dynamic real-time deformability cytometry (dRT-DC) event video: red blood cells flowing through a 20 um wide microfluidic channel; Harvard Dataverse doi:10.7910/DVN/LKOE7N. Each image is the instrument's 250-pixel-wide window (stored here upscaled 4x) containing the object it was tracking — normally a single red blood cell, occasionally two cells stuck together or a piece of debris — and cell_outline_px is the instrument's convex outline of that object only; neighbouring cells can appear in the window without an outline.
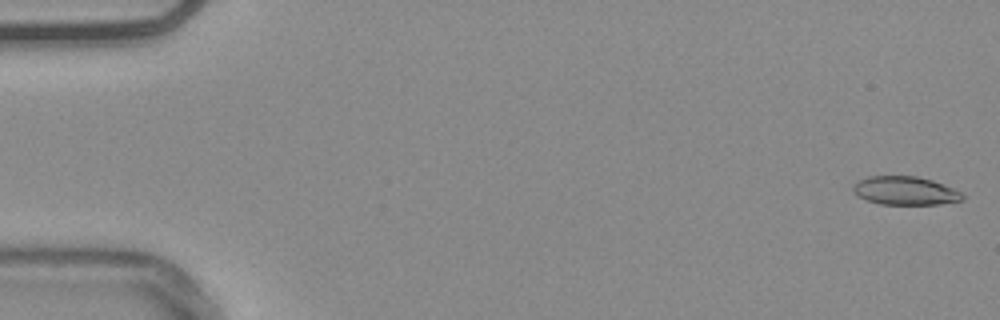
{"species": "common noctule bat (a hibernating species)", "species_latin": "Nyctalus noctula", "temperature_condition": "warm", "stored_images_in_passage": 54, "camera_frame_rate_fps": 3000, "um_per_image_px": 0.085, "animal": {"sex": "male", "body_mass_g": 20.4}, "frame": {"image": 1, "passage_image": 1, "time_ms": 0.0, "image_size_px": [1000, 320], "cell_outline_px": [[964, 200], [940, 204], [880, 204], [868, 200], [860, 196], [852, 188], [860, 180], [868, 176], [916, 176], [932, 180], [952, 188], [960, 192], [964, 196]], "centroid_in_image_um": [76.98, 16.21], "position_along_channel_um": 8.0, "area_um2": 17.8}}
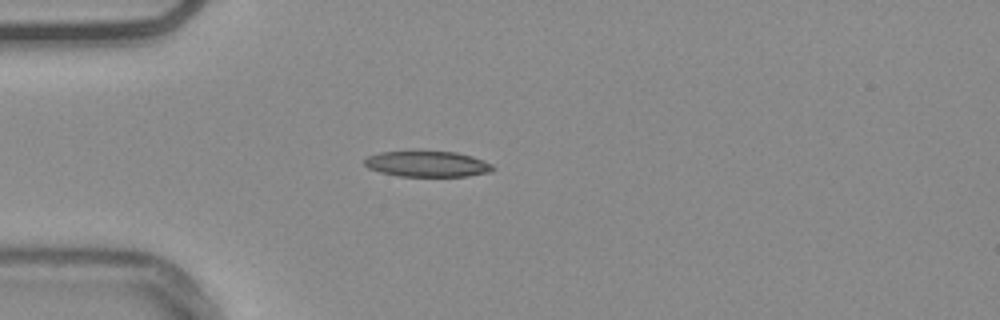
{"frame": {"image": 2, "passage_image": 15, "time_ms": 4.667, "image_size_px": [1000, 320], "cell_outline_px": [[496, 168], [492, 172], [468, 176], [400, 176], [380, 172], [368, 168], [364, 164], [364, 160], [368, 156], [380, 152], [416, 148], [456, 152], [472, 156], [492, 164]], "centroid_in_image_um": [36.3, 13.89], "position_along_channel_um": 48.7, "area_um2": 20.23}}
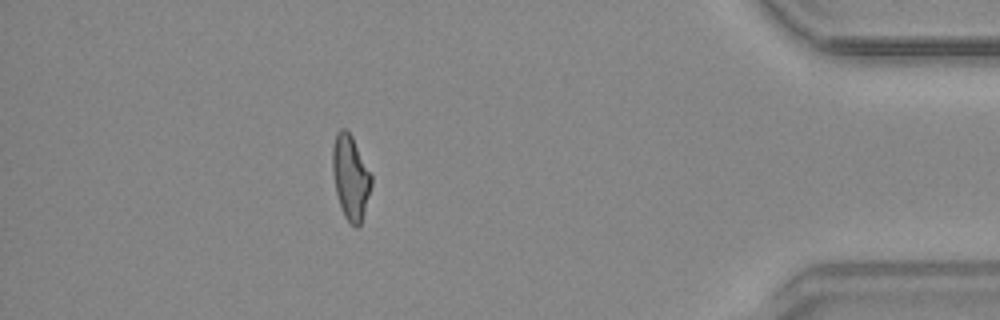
{"frame": {"image": 3, "passage_image": 48, "time_ms": 15.667, "image_size_px": [1000, 320], "cell_outline_px": [[372, 184], [360, 224], [356, 228], [344, 216], [336, 192], [332, 168], [332, 148], [336, 132], [340, 128], [344, 128], [352, 136], [372, 176]], "centroid_in_image_um": [29.78, 15.03], "position_along_channel_um": 405.4, "area_um2": 18.79}, "authors_computed_cell_mechanics": {"area_um2": 19.1318, "velocity_mm_per_s": 3.7778, "shape_relaxation_time_tau1_ms": null, "shape_relaxation_time_tau2_ms": 2.7413, "deformation_change_tau1": null, "deformation_change_tau2": 0.1133}}